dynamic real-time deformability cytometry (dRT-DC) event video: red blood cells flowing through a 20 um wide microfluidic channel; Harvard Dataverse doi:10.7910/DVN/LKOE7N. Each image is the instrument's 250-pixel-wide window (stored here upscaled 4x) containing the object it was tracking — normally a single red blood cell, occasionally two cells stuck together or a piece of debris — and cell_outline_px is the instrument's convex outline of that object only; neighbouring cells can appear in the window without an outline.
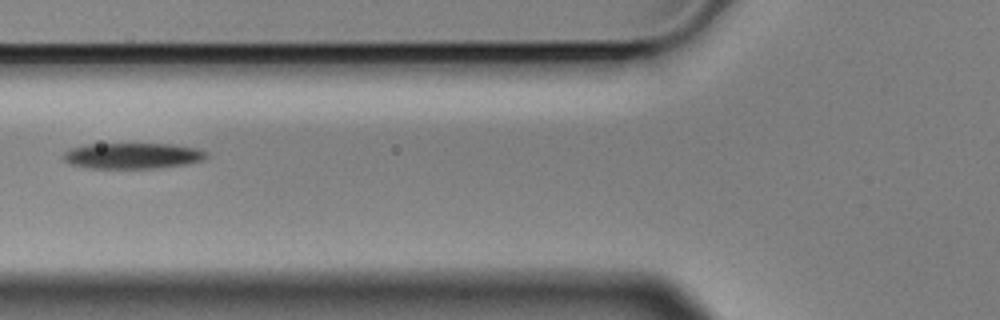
{"species": "Egyptian fruit bat (a non-hibernating species)", "species_latin": "Rousettus aegyptiacus", "temperature_condition": "cold", "stored_images_in_passage": 7, "camera_frame_rate_fps": 3000, "um_per_image_px": 0.085, "animal": {"sex": "male"}, "frame": {"image": 1, "passage_image": 5, "time_ms": 1.333, "image_size_px": [1000, 320], "cell_outline_px": [[208, 156], [204, 160], [184, 164], [156, 168], [88, 168], [68, 164], [64, 160], [64, 152], [72, 148], [88, 144], [172, 144], [196, 148], [208, 152]], "centroid_in_image_um": [11.27, 13.24], "position_along_channel_um": 114.5, "area_um2": 21.5}}
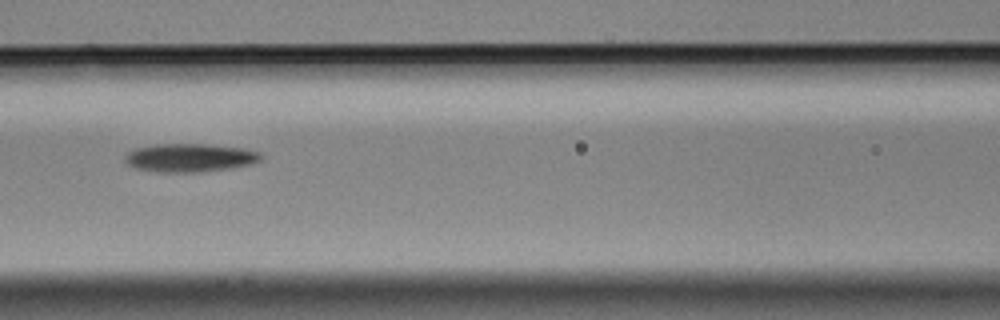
{"frame": {"image": 2, "passage_image": 6, "time_ms": 1.667, "image_size_px": [1000, 320], "cell_outline_px": [[264, 156], [260, 160], [248, 164], [232, 168], [200, 172], [156, 172], [136, 168], [128, 164], [124, 160], [124, 156], [128, 152], [136, 148], [152, 144], [204, 144], [240, 148], [260, 152]], "centroid_in_image_um": [16.1, 13.41], "position_along_channel_um": 150.5, "area_um2": 22.43}}
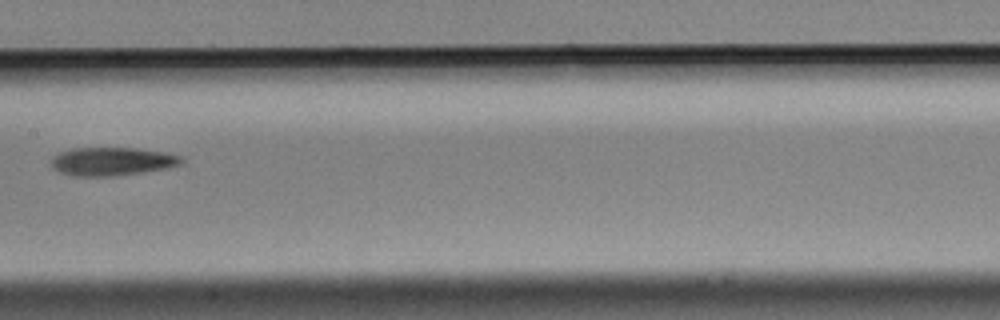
{"frame": {"image": 3, "passage_image": 7, "time_ms": 2.0, "image_size_px": [1000, 320], "cell_outline_px": [[184, 160], [180, 164], [168, 168], [144, 172], [116, 176], [72, 176], [60, 172], [52, 168], [52, 156], [60, 152], [72, 148], [136, 148], [184, 156]], "centroid_in_image_um": [9.52, 13.73], "position_along_channel_um": 197.9, "area_um2": 21.56}}